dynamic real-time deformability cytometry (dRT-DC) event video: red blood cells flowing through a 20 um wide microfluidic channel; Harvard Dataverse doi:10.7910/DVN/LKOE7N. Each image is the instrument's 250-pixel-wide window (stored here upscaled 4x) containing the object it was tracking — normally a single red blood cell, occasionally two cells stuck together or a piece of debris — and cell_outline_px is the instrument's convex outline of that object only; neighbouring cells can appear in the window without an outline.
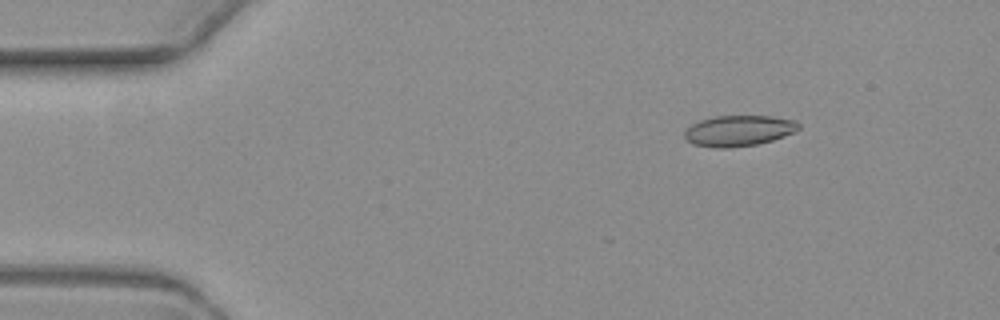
{"species": "common noctule bat (a hibernating species)", "species_latin": "Nyctalus noctula", "temperature_condition": "warm", "stored_images_in_passage": 3, "camera_frame_rate_fps": 3000, "um_per_image_px": 0.085, "animal": {"sex": "female", "body_mass_g": 19.3, "forearm_length_mm": 54.1}, "frame": {"image": 1, "passage_image": 1, "time_ms": 0.0, "image_size_px": [1000, 320], "cell_outline_px": [[800, 128], [784, 136], [772, 140], [756, 144], [728, 148], [720, 148], [692, 144], [684, 136], [684, 132], [692, 124], [700, 120], [716, 116], [772, 116], [796, 120], [800, 124]], "centroid_in_image_um": [62.8, 11.1], "position_along_channel_um": 22.2, "area_um2": 20.35}}